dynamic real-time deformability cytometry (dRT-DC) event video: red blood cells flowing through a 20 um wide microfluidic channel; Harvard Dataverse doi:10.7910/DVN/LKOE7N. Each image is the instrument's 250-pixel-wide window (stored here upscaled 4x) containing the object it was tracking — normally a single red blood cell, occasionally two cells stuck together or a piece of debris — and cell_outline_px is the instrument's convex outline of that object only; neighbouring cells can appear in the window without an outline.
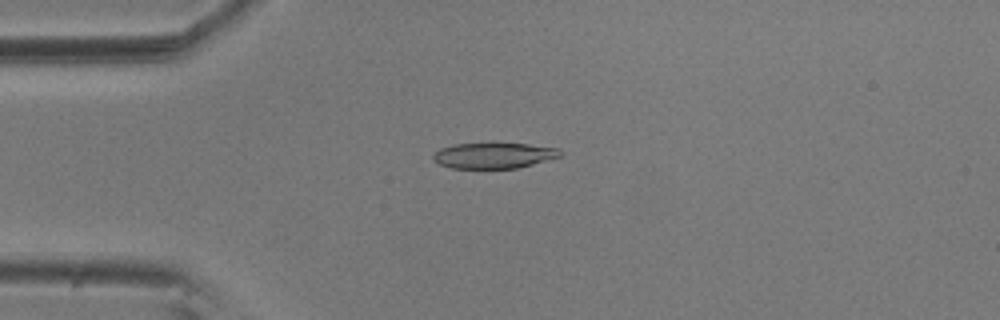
{"species": "common noctule bat (a hibernating species)", "species_latin": "Nyctalus noctula", "temperature_condition": "room temperature", "stored_images_in_passage": 56, "camera_frame_rate_fps": 3000, "um_per_image_px": 0.085, "animal": {"sex": "male", "body_mass_g": 20.5, "forearm_length_mm": 52.5}, "frame": {"image": 1, "passage_image": 14, "time_ms": 4.333, "image_size_px": [1000, 320], "cell_outline_px": [[564, 152], [560, 156], [532, 164], [516, 168], [452, 168], [440, 164], [432, 160], [432, 156], [440, 148], [456, 144], [528, 144], [560, 148]], "centroid_in_image_um": [41.98, 13.22], "position_along_channel_um": 43.0, "area_um2": 18.79}}
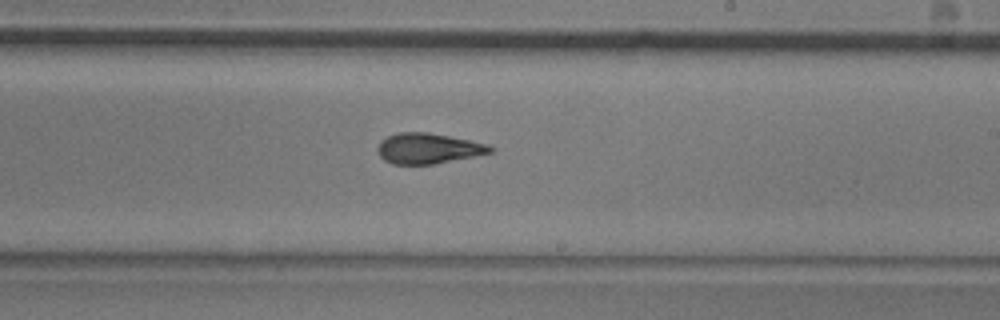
{"frame": {"image": 2, "passage_image": 33, "time_ms": 10.667, "image_size_px": [1000, 320], "cell_outline_px": [[496, 148], [492, 152], [432, 164], [392, 164], [384, 160], [380, 156], [380, 144], [388, 136], [396, 132], [428, 132], [488, 144]], "centroid_in_image_um": [36.42, 12.61], "position_along_channel_um": 252.6, "area_um2": 19.54}}
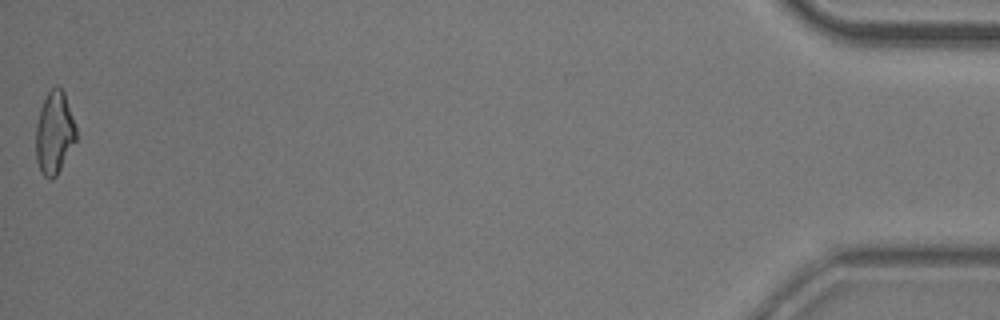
{"frame": {"image": 3, "passage_image": 56, "time_ms": 18.333, "image_size_px": [1000, 320], "cell_outline_px": [[76, 140], [56, 176], [52, 180], [48, 180], [40, 172], [36, 160], [36, 124], [40, 108], [48, 92], [56, 84], [64, 92], [76, 128]], "centroid_in_image_um": [4.6, 11.31], "position_along_channel_um": 430.6, "area_um2": 19.31}, "authors_computed_cell_mechanics": {"area_um2": 20.0566, "velocity_mm_per_s": 3.6038, "shape_relaxation_time_tau1_ms": 7.8479, "shape_relaxation_time_tau2_ms": 2.5484, "deformation_change_tau1": 0.1957, "deformation_change_tau2": 0.1083}}